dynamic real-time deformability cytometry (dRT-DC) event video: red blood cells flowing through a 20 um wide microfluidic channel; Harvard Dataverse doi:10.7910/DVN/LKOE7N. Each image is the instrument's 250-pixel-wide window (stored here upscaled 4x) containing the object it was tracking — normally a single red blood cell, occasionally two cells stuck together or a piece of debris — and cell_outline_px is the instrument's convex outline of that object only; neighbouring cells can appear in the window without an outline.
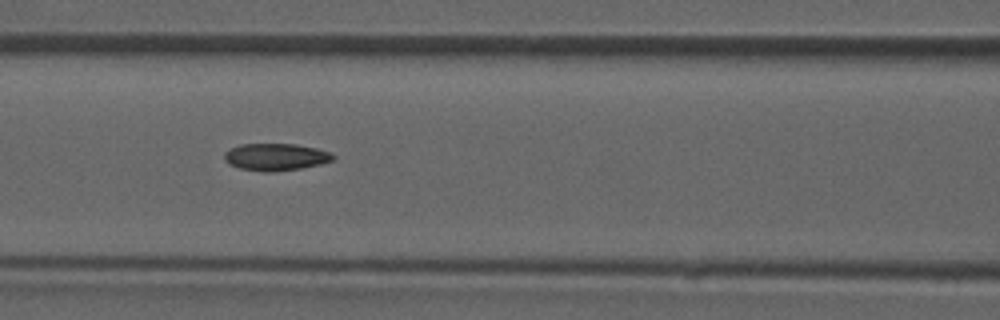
{"species": "common noctule bat (a hibernating species)", "species_latin": "Nyctalus noctula", "temperature_condition": "room temperature", "stored_images_in_passage": 48, "camera_frame_rate_fps": 3000, "um_per_image_px": 0.085, "animal": {"sex": "male", "forearm_length_mm": 52.5}, "frame": {"image": 1, "passage_image": 21, "time_ms": 6.667, "image_size_px": [1000, 320], "cell_outline_px": [[336, 160], [320, 164], [300, 168], [272, 172], [264, 172], [240, 168], [228, 164], [224, 160], [224, 152], [240, 144], [296, 144], [316, 148], [332, 152], [336, 156]], "centroid_in_image_um": [23.47, 13.34], "position_along_channel_um": 143.1, "area_um2": 17.34}}